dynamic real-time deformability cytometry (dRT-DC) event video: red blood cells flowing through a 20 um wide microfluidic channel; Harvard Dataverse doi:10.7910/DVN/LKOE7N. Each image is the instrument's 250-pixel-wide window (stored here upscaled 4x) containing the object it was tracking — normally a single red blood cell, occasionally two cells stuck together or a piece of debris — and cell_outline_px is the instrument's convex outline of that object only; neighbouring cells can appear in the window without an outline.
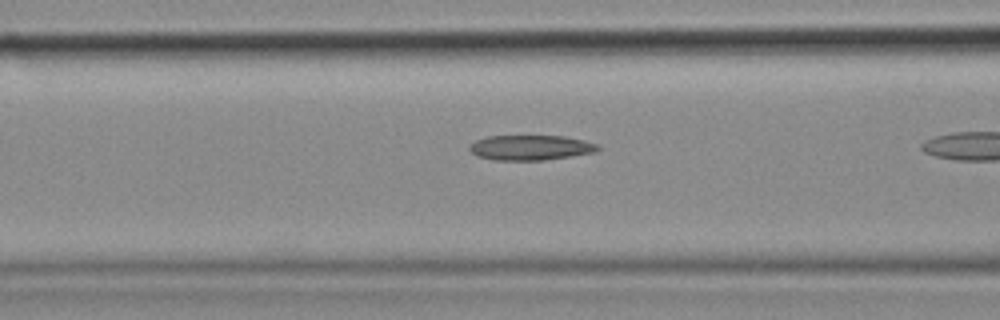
{"species": "common noctule bat (a hibernating species)", "species_latin": "Nyctalus noctula", "temperature_condition": "cold", "stored_images_in_passage": 15, "camera_frame_rate_fps": 3000, "um_per_image_px": 0.085, "animal": {"sex": "female", "body_mass_g": 18.4}, "frame": {"image": 1, "passage_image": 11, "time_ms": 3.333, "image_size_px": [1000, 320], "cell_outline_px": [[600, 148], [596, 152], [572, 156], [544, 160], [492, 160], [476, 156], [468, 148], [476, 140], [488, 136], [564, 136], [584, 140], [600, 144]], "centroid_in_image_um": [45.13, 12.55], "position_along_channel_um": 121.5, "area_um2": 18.84}}